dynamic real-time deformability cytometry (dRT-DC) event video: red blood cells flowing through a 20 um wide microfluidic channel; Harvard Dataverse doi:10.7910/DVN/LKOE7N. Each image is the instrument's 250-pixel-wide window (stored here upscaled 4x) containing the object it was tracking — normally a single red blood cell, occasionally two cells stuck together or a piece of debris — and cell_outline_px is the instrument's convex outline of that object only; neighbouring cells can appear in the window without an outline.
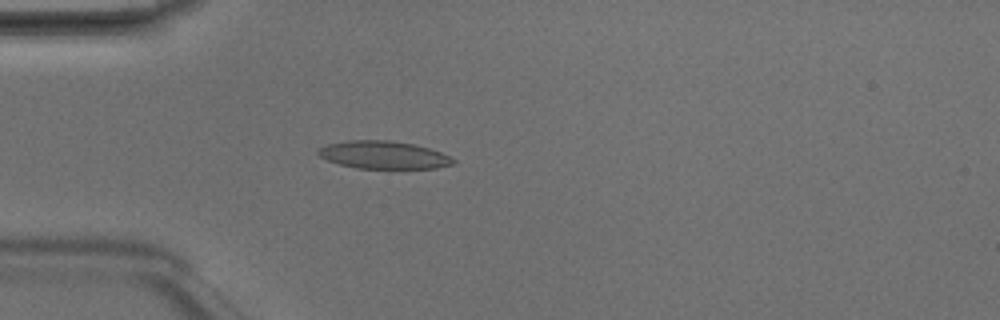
{"species": "Egyptian fruit bat (a non-hibernating species)", "species_latin": "Rousettus aegyptiacus", "temperature_condition": "room temperature", "stored_images_in_passage": 4, "camera_frame_rate_fps": 3000, "um_per_image_px": 0.085, "animal": {"sex": "male"}, "frame": {"image": 1, "passage_image": 4, "time_ms": 1.0, "image_size_px": [1000, 320], "cell_outline_px": [[456, 160], [452, 164], [436, 168], [356, 168], [340, 164], [328, 160], [320, 156], [316, 152], [316, 148], [328, 144], [348, 140], [388, 140], [412, 144], [428, 148], [440, 152]], "centroid_in_image_um": [32.55, 13.16], "position_along_channel_um": 52.4, "area_um2": 21.62}}